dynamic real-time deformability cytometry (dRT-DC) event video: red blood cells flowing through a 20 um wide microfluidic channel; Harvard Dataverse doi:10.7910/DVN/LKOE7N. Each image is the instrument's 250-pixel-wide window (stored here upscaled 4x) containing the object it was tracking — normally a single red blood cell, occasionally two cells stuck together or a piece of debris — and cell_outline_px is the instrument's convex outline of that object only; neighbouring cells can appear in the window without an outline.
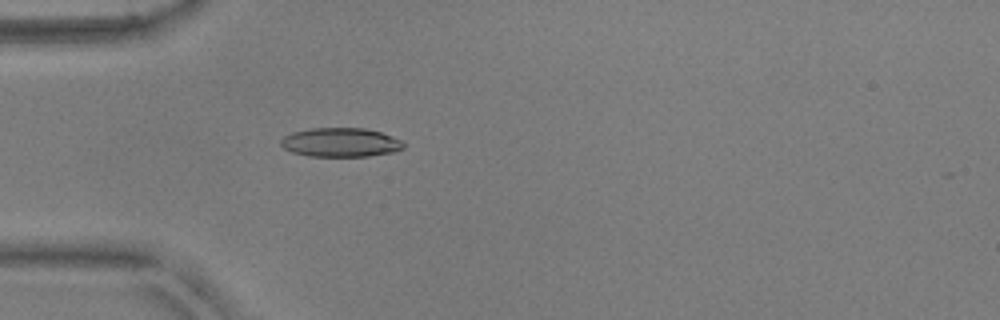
{"species": "common noctule bat (a hibernating species)", "species_latin": "Nyctalus noctula", "temperature_condition": "warm", "stored_images_in_passage": 49, "camera_frame_rate_fps": 3000, "um_per_image_px": 0.085, "animal": {"sex": "male", "body_mass_g": 17.9, "forearm_length_mm": 54.2}, "frame": {"image": 1, "passage_image": 12, "time_ms": 3.667, "image_size_px": [1000, 320], "cell_outline_px": [[404, 148], [396, 152], [368, 156], [308, 156], [292, 152], [284, 148], [280, 144], [280, 140], [284, 136], [292, 132], [308, 128], [364, 128], [380, 132], [404, 140]], "centroid_in_image_um": [28.97, 12.1], "position_along_channel_um": 56.0, "area_um2": 20.98}}
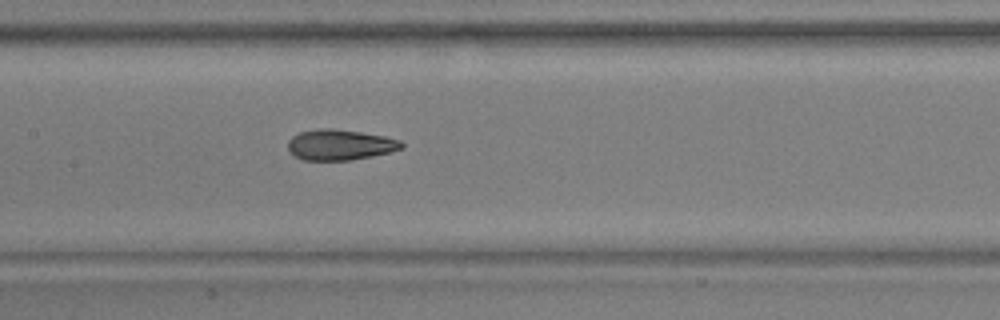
{"frame": {"image": 2, "passage_image": 22, "time_ms": 7.0, "image_size_px": [1000, 320], "cell_outline_px": [[404, 148], [372, 156], [352, 160], [304, 160], [288, 152], [288, 140], [292, 136], [300, 132], [320, 128], [332, 128], [360, 132], [384, 136], [400, 140], [404, 144]], "centroid_in_image_um": [28.88, 12.3], "position_along_channel_um": 178.5, "area_um2": 20.29}}
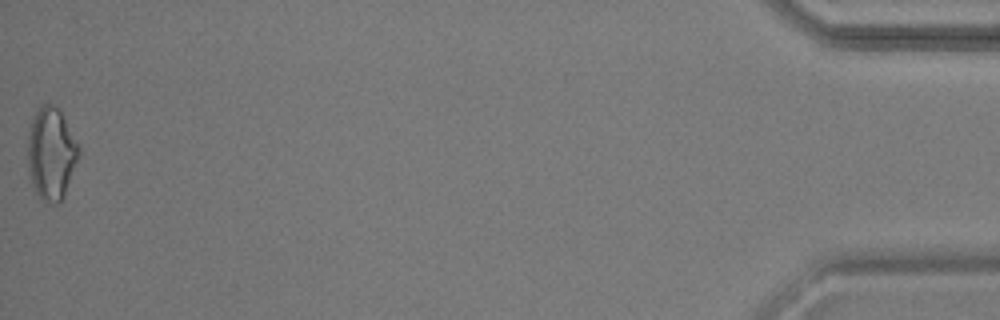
{"frame": {"image": 3, "passage_image": 49, "time_ms": 16.0, "image_size_px": [1000, 320], "cell_outline_px": [[80, 156], [64, 196], [56, 204], [44, 204], [40, 200], [32, 184], [28, 164], [28, 136], [32, 120], [40, 104], [48, 100], [60, 112], [80, 148]], "centroid_in_image_um": [4.35, 13.08], "position_along_channel_um": 430.8, "area_um2": 27.51}, "authors_computed_cell_mechanics": {"area_um2": 20.808, "velocity_mm_per_s": 3.8323, "shape_relaxation_time_tau1_ms": 4.8107, "shape_relaxation_time_tau2_ms": 2.1152, "deformation_change_tau1": 0.1542, "deformation_change_tau2": 0.0952}}